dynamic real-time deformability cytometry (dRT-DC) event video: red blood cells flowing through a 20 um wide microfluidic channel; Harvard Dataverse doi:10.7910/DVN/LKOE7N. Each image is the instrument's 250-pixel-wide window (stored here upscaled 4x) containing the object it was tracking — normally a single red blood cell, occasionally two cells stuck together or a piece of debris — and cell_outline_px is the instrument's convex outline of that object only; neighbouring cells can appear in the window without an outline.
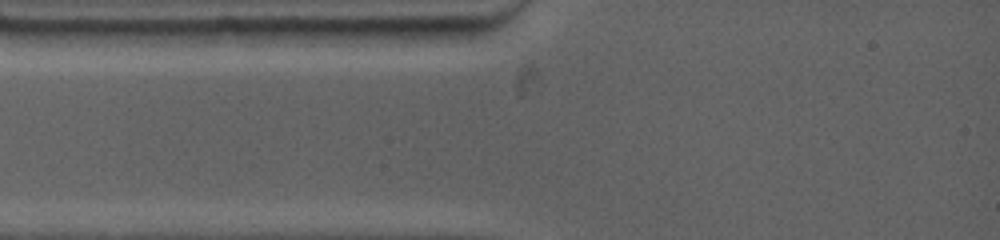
{"species": "common noctule bat (a hibernating species)", "species_latin": "Nyctalus noctula", "temperature_condition": "warm", "stored_images_in_passage": 3, "camera_frame_rate_fps": 4500, "um_per_image_px": 0.085, "animal": {"sex": "female", "body_mass_g": 19.0, "forearm_length_mm": 53.3}, "frame": {"image": 1, "passage_image": 1, "time_ms": 0.0, "image_size_px": [1000, 240], "cell_outline_px": [[472, 28], [464, 36], [444, 44], [328, 44], [320, 40], [312, 28]], "centroid_in_image_um": [33.12, 3.03], "position_along_channel_um": 51.9, "area_um2": 16.53}}